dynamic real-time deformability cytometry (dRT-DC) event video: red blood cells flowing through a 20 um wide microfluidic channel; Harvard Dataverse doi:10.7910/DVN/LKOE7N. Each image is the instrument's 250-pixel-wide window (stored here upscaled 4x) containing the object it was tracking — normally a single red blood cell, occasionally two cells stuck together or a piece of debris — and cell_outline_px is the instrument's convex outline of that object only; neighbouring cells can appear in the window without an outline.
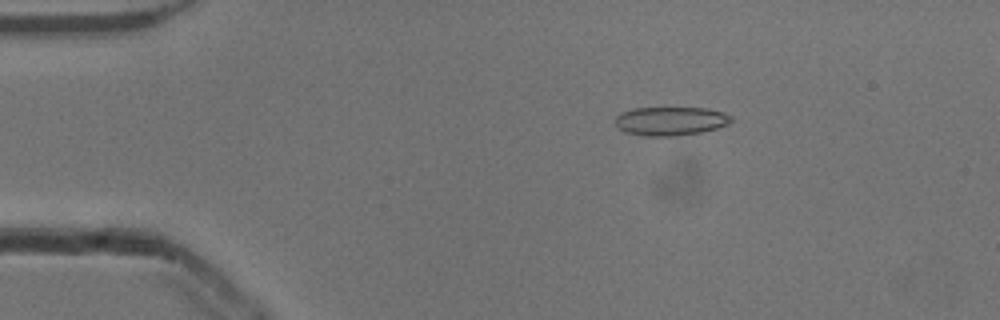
{"species": "common noctule bat (a hibernating species)", "species_latin": "Nyctalus noctula", "temperature_condition": "cold", "stored_images_in_passage": 52, "camera_frame_rate_fps": 3000, "um_per_image_px": 0.085, "animal": {"sex": "male", "body_mass_g": 13.3}, "frame": {"image": 1, "passage_image": 9, "time_ms": 2.667, "image_size_px": [1000, 320], "cell_outline_px": [[732, 120], [728, 124], [716, 128], [700, 132], [676, 136], [644, 136], [624, 132], [616, 128], [616, 116], [620, 112], [636, 108], [708, 108], [724, 112], [732, 116]], "centroid_in_image_um": [56.98, 10.29], "position_along_channel_um": 28.0, "area_um2": 19.54}}
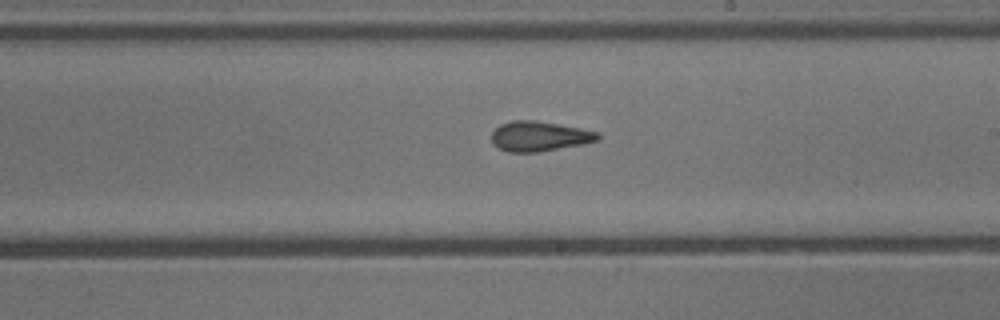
{"frame": {"image": 2, "passage_image": 30, "time_ms": 9.667, "image_size_px": [1000, 320], "cell_outline_px": [[600, 140], [580, 144], [536, 152], [508, 152], [500, 148], [492, 140], [492, 132], [500, 124], [512, 120], [532, 120], [580, 128], [600, 132]], "centroid_in_image_um": [45.85, 11.57], "position_along_channel_um": 243.1, "area_um2": 18.21}}
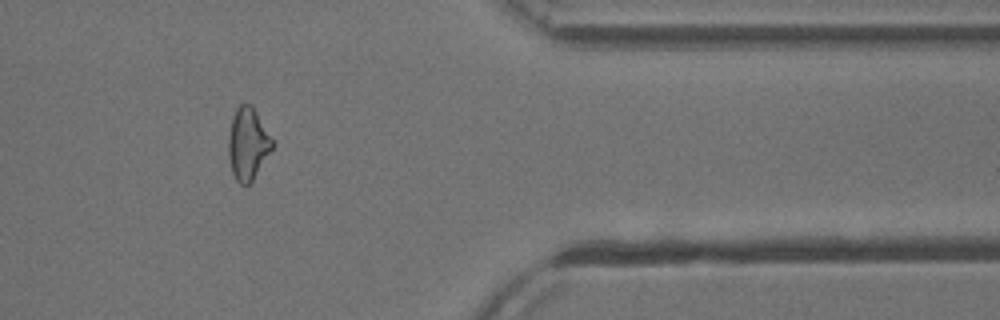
{"frame": {"image": 3, "passage_image": 43, "time_ms": 14.0, "image_size_px": [1000, 320], "cell_outline_px": [[276, 144], [252, 180], [248, 184], [240, 184], [236, 180], [232, 172], [228, 156], [228, 136], [232, 116], [236, 108], [240, 104], [252, 104]], "centroid_in_image_um": [21.07, 12.19], "position_along_channel_um": 390.3, "area_um2": 18.61}, "authors_computed_cell_mechanics": {"area_um2": 18.8139, "velocity_mm_per_s": 3.9182, "shape_relaxation_time_tau1_ms": null, "shape_relaxation_time_tau2_ms": 2.259, "deformation_change_tau1": null, "deformation_change_tau2": 0.1125}}